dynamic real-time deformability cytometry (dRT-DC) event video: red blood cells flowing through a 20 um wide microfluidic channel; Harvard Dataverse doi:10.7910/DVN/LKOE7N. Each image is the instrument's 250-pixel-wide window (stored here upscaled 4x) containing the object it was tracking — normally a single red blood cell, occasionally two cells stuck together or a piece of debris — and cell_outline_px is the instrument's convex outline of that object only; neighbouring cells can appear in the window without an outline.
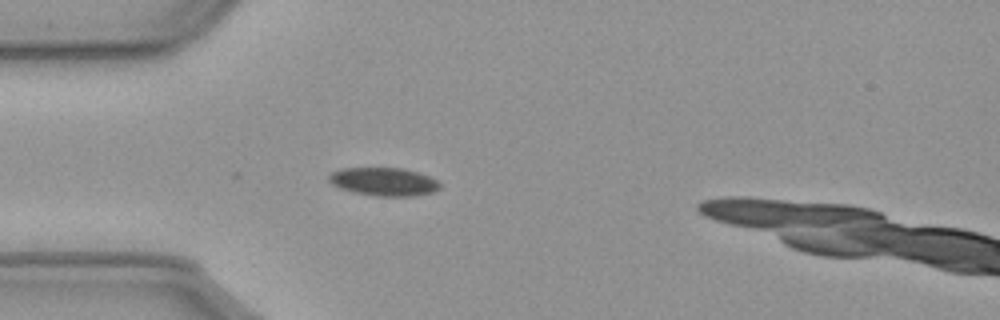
{"species": "common noctule bat (a hibernating species)", "species_latin": "Nyctalus noctula", "temperature_condition": "cold", "stored_images_in_passage": 40, "camera_frame_rate_fps": 3000, "um_per_image_px": 0.085, "animal": {"sex": "male", "body_mass_g": 23.1, "forearm_length_mm": 52.7}, "frame": {"image": 1, "passage_image": 1, "time_ms": 0.0, "image_size_px": [1000, 320], "cell_outline_px": [[440, 188], [432, 192], [416, 196], [376, 196], [352, 192], [340, 188], [332, 184], [328, 180], [328, 176], [332, 172], [340, 168], [400, 168], [416, 172], [428, 176], [436, 180], [440, 184]], "centroid_in_image_um": [32.59, 15.45], "position_along_channel_um": 52.4, "area_um2": 18.21}}
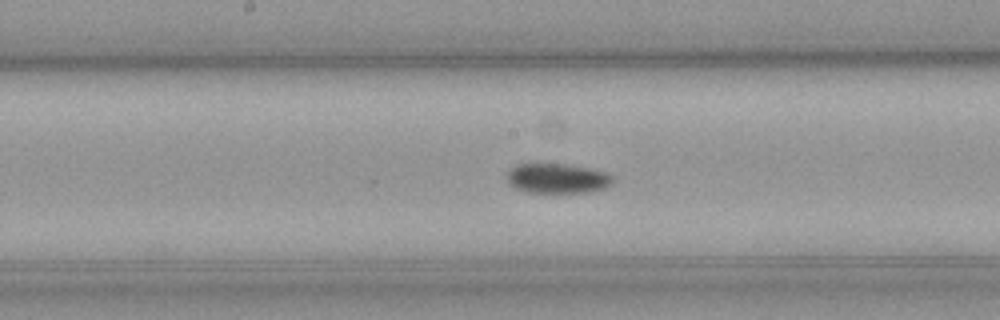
{"frame": {"image": 2, "passage_image": 14, "time_ms": 4.333, "image_size_px": [1000, 320], "cell_outline_px": [[616, 180], [612, 184], [604, 188], [588, 192], [528, 192], [516, 188], [508, 184], [504, 176], [516, 164], [564, 164], [588, 168], [604, 172], [612, 176]], "centroid_in_image_um": [47.35, 15.16], "position_along_channel_um": 200.9, "area_um2": 18.38}}
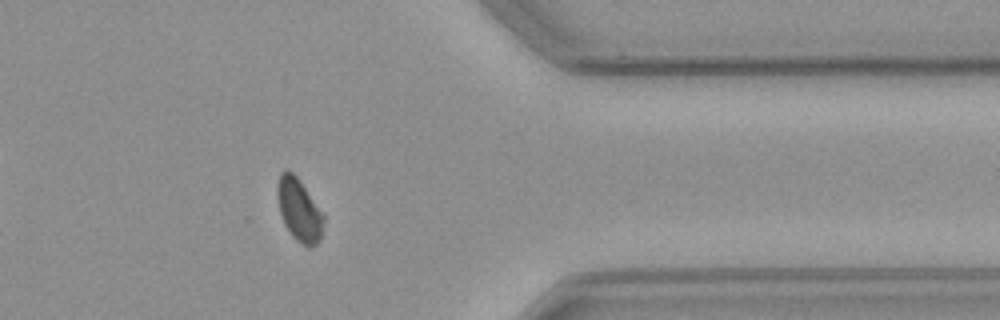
{"frame": {"image": 3, "passage_image": 31, "time_ms": 10.0, "image_size_px": [1000, 320], "cell_outline_px": [[324, 220], [320, 240], [316, 244], [308, 248], [296, 240], [292, 236], [284, 224], [280, 212], [276, 188], [280, 172], [292, 172], [300, 180], [324, 216]], "centroid_in_image_um": [25.42, 17.87], "position_along_channel_um": 386.0, "area_um2": 16.65}, "authors_computed_cell_mechanics": {"area_um2": 18.207, "velocity_mm_per_s": 3.5873, "shape_relaxation_time_tau1_ms": 11.1405, "shape_relaxation_time_tau2_ms": null, "deformation_change_tau1": 0.1161, "deformation_change_tau2": null}}